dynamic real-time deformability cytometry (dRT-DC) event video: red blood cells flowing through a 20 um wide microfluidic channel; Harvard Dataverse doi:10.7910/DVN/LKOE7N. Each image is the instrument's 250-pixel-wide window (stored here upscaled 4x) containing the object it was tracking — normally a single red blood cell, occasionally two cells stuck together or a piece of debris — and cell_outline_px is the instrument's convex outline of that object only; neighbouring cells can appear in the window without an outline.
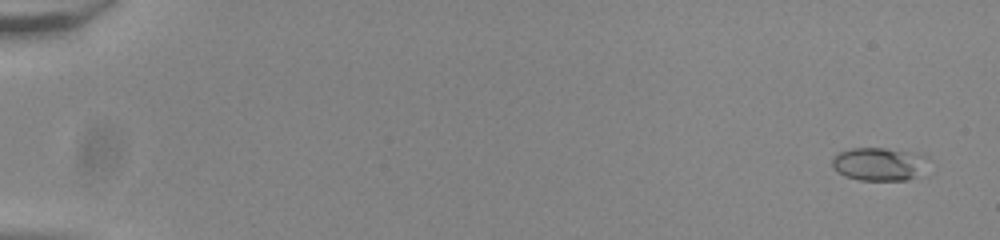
{"species": "common noctule bat (a hibernating species)", "species_latin": "Nyctalus noctula", "temperature_condition": "room temperature", "stored_images_in_passage": 56, "camera_frame_rate_fps": 3000, "um_per_image_px": 0.085, "animal": {"sex": "male", "body_mass_g": 20.0, "forearm_length_mm": 53.3}, "frame": {"image": 1, "passage_image": 3, "time_ms": 0.667, "image_size_px": [1000, 240], "cell_outline_px": [[928, 156], [912, 176], [908, 180], [860, 180], [844, 176], [836, 172], [832, 168], [832, 156], [840, 152], [852, 148], [884, 148], [908, 152]], "centroid_in_image_um": [74.54, 13.93], "position_along_channel_um": 10.5, "area_um2": 17.92}}
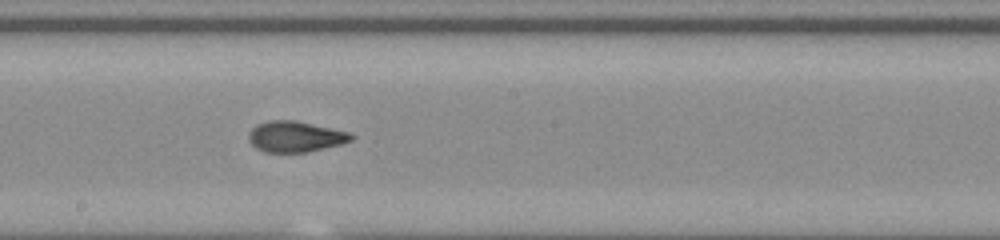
{"frame": {"image": 2, "passage_image": 33, "time_ms": 10.667, "image_size_px": [1000, 240], "cell_outline_px": [[356, 136], [352, 140], [340, 144], [308, 152], [264, 152], [256, 148], [248, 140], [248, 132], [256, 124], [268, 120], [296, 120], [352, 132]], "centroid_in_image_um": [25.11, 11.6], "position_along_channel_um": 223.1, "area_um2": 18.73}}
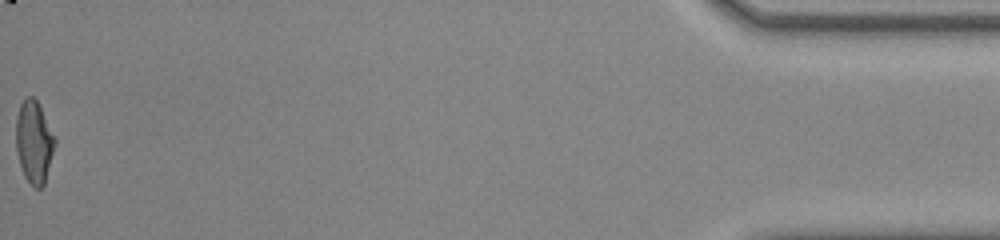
{"frame": {"image": 3, "passage_image": 56, "time_ms": 18.333, "image_size_px": [1000, 240], "cell_outline_px": [[56, 144], [44, 184], [40, 188], [36, 188], [24, 176], [20, 164], [16, 148], [16, 116], [20, 104], [28, 96], [32, 96], [36, 100], [56, 140]], "centroid_in_image_um": [2.88, 12.07], "position_along_channel_um": 432.3, "area_um2": 18.32}, "authors_computed_cell_mechanics": {"area_um2": 18.0336, "velocity_mm_per_s": 3.8674, "shape_relaxation_time_tau1_ms": null, "shape_relaxation_time_tau2_ms": 1.3519, "deformation_change_tau1": null, "deformation_change_tau2": 0.0758}}